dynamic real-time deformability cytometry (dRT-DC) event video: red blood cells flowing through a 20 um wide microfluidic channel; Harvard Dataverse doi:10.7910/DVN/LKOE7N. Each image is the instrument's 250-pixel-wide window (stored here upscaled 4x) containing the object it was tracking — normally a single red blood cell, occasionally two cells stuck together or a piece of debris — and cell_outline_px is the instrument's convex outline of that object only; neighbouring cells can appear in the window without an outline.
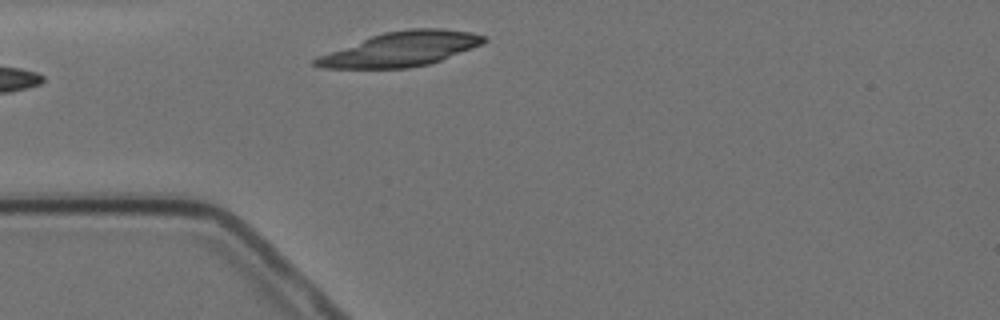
{"species": "Egyptian fruit bat (a non-hibernating species)", "species_latin": "Rousettus aegyptiacus", "temperature_condition": "cold", "stored_images_in_passage": 2, "camera_frame_rate_fps": 3000, "um_per_image_px": 0.085, "animal": {"sex": "female"}, "frame": {"image": 1, "passage_image": 2, "time_ms": 1.0, "image_size_px": [1000, 320], "cell_outline_px": [[488, 40], [484, 44], [440, 60], [428, 64], [408, 68], [324, 68], [312, 64], [312, 60], [320, 56], [372, 36], [384, 32], [412, 28], [440, 28], [472, 32], [484, 36]], "centroid_in_image_um": [34.14, 4.17], "position_along_channel_um": 50.9, "area_um2": 33.35}}